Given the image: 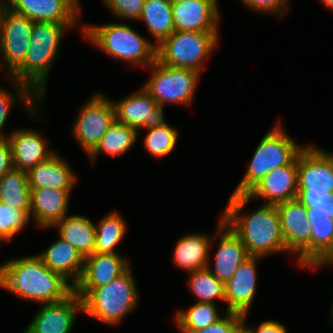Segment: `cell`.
I'll list each match as a JSON object with an SVG mask.
<instances>
[{
	"label": "cell",
	"mask_w": 333,
	"mask_h": 333,
	"mask_svg": "<svg viewBox=\"0 0 333 333\" xmlns=\"http://www.w3.org/2000/svg\"><path fill=\"white\" fill-rule=\"evenodd\" d=\"M250 199L247 194H231L222 212L224 222L239 236L249 256L287 253L276 205L263 203L255 211H245Z\"/></svg>",
	"instance_id": "obj_1"
},
{
	"label": "cell",
	"mask_w": 333,
	"mask_h": 333,
	"mask_svg": "<svg viewBox=\"0 0 333 333\" xmlns=\"http://www.w3.org/2000/svg\"><path fill=\"white\" fill-rule=\"evenodd\" d=\"M0 287L40 305L64 300L74 291V286L50 270L37 254L0 264Z\"/></svg>",
	"instance_id": "obj_2"
},
{
	"label": "cell",
	"mask_w": 333,
	"mask_h": 333,
	"mask_svg": "<svg viewBox=\"0 0 333 333\" xmlns=\"http://www.w3.org/2000/svg\"><path fill=\"white\" fill-rule=\"evenodd\" d=\"M75 26L78 24L34 22L25 59L8 79L26 84L44 101L46 82L58 57L60 42L70 27Z\"/></svg>",
	"instance_id": "obj_3"
},
{
	"label": "cell",
	"mask_w": 333,
	"mask_h": 333,
	"mask_svg": "<svg viewBox=\"0 0 333 333\" xmlns=\"http://www.w3.org/2000/svg\"><path fill=\"white\" fill-rule=\"evenodd\" d=\"M84 38L107 56L148 68L156 60V46L129 25L106 23L81 26Z\"/></svg>",
	"instance_id": "obj_4"
},
{
	"label": "cell",
	"mask_w": 333,
	"mask_h": 333,
	"mask_svg": "<svg viewBox=\"0 0 333 333\" xmlns=\"http://www.w3.org/2000/svg\"><path fill=\"white\" fill-rule=\"evenodd\" d=\"M131 266L111 283L95 289H74L83 314L107 325H118L138 305V287Z\"/></svg>",
	"instance_id": "obj_5"
},
{
	"label": "cell",
	"mask_w": 333,
	"mask_h": 333,
	"mask_svg": "<svg viewBox=\"0 0 333 333\" xmlns=\"http://www.w3.org/2000/svg\"><path fill=\"white\" fill-rule=\"evenodd\" d=\"M278 121L259 142L246 173L231 194H247L272 170L290 164L306 145H298Z\"/></svg>",
	"instance_id": "obj_6"
},
{
	"label": "cell",
	"mask_w": 333,
	"mask_h": 333,
	"mask_svg": "<svg viewBox=\"0 0 333 333\" xmlns=\"http://www.w3.org/2000/svg\"><path fill=\"white\" fill-rule=\"evenodd\" d=\"M219 32L174 31L156 47V60L174 68L202 72L219 43Z\"/></svg>",
	"instance_id": "obj_7"
},
{
	"label": "cell",
	"mask_w": 333,
	"mask_h": 333,
	"mask_svg": "<svg viewBox=\"0 0 333 333\" xmlns=\"http://www.w3.org/2000/svg\"><path fill=\"white\" fill-rule=\"evenodd\" d=\"M311 233V269L333 264V192H297Z\"/></svg>",
	"instance_id": "obj_8"
},
{
	"label": "cell",
	"mask_w": 333,
	"mask_h": 333,
	"mask_svg": "<svg viewBox=\"0 0 333 333\" xmlns=\"http://www.w3.org/2000/svg\"><path fill=\"white\" fill-rule=\"evenodd\" d=\"M148 68L151 75L142 86L164 107L167 104L190 105L200 81V73L192 69L174 68L155 60Z\"/></svg>",
	"instance_id": "obj_9"
},
{
	"label": "cell",
	"mask_w": 333,
	"mask_h": 333,
	"mask_svg": "<svg viewBox=\"0 0 333 333\" xmlns=\"http://www.w3.org/2000/svg\"><path fill=\"white\" fill-rule=\"evenodd\" d=\"M115 119L113 101L96 93L81 107L71 129L72 135L89 156Z\"/></svg>",
	"instance_id": "obj_10"
},
{
	"label": "cell",
	"mask_w": 333,
	"mask_h": 333,
	"mask_svg": "<svg viewBox=\"0 0 333 333\" xmlns=\"http://www.w3.org/2000/svg\"><path fill=\"white\" fill-rule=\"evenodd\" d=\"M287 254L298 257L301 268L311 269V233L306 207L297 199L276 205Z\"/></svg>",
	"instance_id": "obj_11"
},
{
	"label": "cell",
	"mask_w": 333,
	"mask_h": 333,
	"mask_svg": "<svg viewBox=\"0 0 333 333\" xmlns=\"http://www.w3.org/2000/svg\"><path fill=\"white\" fill-rule=\"evenodd\" d=\"M33 25L28 17L13 12L7 6L3 9L0 17V53L7 78L25 59Z\"/></svg>",
	"instance_id": "obj_12"
},
{
	"label": "cell",
	"mask_w": 333,
	"mask_h": 333,
	"mask_svg": "<svg viewBox=\"0 0 333 333\" xmlns=\"http://www.w3.org/2000/svg\"><path fill=\"white\" fill-rule=\"evenodd\" d=\"M298 192H333V152L307 144L298 154Z\"/></svg>",
	"instance_id": "obj_13"
},
{
	"label": "cell",
	"mask_w": 333,
	"mask_h": 333,
	"mask_svg": "<svg viewBox=\"0 0 333 333\" xmlns=\"http://www.w3.org/2000/svg\"><path fill=\"white\" fill-rule=\"evenodd\" d=\"M115 118L118 122L135 128L148 129L167 124L164 118L163 107L149 95L141 86L139 91L114 102Z\"/></svg>",
	"instance_id": "obj_14"
},
{
	"label": "cell",
	"mask_w": 333,
	"mask_h": 333,
	"mask_svg": "<svg viewBox=\"0 0 333 333\" xmlns=\"http://www.w3.org/2000/svg\"><path fill=\"white\" fill-rule=\"evenodd\" d=\"M24 333H71L77 315L83 313L82 300L73 291L61 301L42 304Z\"/></svg>",
	"instance_id": "obj_15"
},
{
	"label": "cell",
	"mask_w": 333,
	"mask_h": 333,
	"mask_svg": "<svg viewBox=\"0 0 333 333\" xmlns=\"http://www.w3.org/2000/svg\"><path fill=\"white\" fill-rule=\"evenodd\" d=\"M174 31L219 32L218 0H171Z\"/></svg>",
	"instance_id": "obj_16"
},
{
	"label": "cell",
	"mask_w": 333,
	"mask_h": 333,
	"mask_svg": "<svg viewBox=\"0 0 333 333\" xmlns=\"http://www.w3.org/2000/svg\"><path fill=\"white\" fill-rule=\"evenodd\" d=\"M6 5L33 22L79 24L82 18L74 0H6Z\"/></svg>",
	"instance_id": "obj_17"
},
{
	"label": "cell",
	"mask_w": 333,
	"mask_h": 333,
	"mask_svg": "<svg viewBox=\"0 0 333 333\" xmlns=\"http://www.w3.org/2000/svg\"><path fill=\"white\" fill-rule=\"evenodd\" d=\"M297 176L298 156L290 164L269 172L247 195L271 205L294 200L298 192Z\"/></svg>",
	"instance_id": "obj_18"
},
{
	"label": "cell",
	"mask_w": 333,
	"mask_h": 333,
	"mask_svg": "<svg viewBox=\"0 0 333 333\" xmlns=\"http://www.w3.org/2000/svg\"><path fill=\"white\" fill-rule=\"evenodd\" d=\"M261 259L249 256L225 283L226 312L249 313L257 291V262Z\"/></svg>",
	"instance_id": "obj_19"
},
{
	"label": "cell",
	"mask_w": 333,
	"mask_h": 333,
	"mask_svg": "<svg viewBox=\"0 0 333 333\" xmlns=\"http://www.w3.org/2000/svg\"><path fill=\"white\" fill-rule=\"evenodd\" d=\"M217 227L215 239H218V246L214 268L209 263L208 269L225 284L249 255L239 236L224 222L222 215Z\"/></svg>",
	"instance_id": "obj_20"
},
{
	"label": "cell",
	"mask_w": 333,
	"mask_h": 333,
	"mask_svg": "<svg viewBox=\"0 0 333 333\" xmlns=\"http://www.w3.org/2000/svg\"><path fill=\"white\" fill-rule=\"evenodd\" d=\"M13 169L28 172L39 163L48 160L56 151L48 145L39 131L16 129L8 135Z\"/></svg>",
	"instance_id": "obj_21"
},
{
	"label": "cell",
	"mask_w": 333,
	"mask_h": 333,
	"mask_svg": "<svg viewBox=\"0 0 333 333\" xmlns=\"http://www.w3.org/2000/svg\"><path fill=\"white\" fill-rule=\"evenodd\" d=\"M72 189L31 188L30 218L36 227L52 228L68 215Z\"/></svg>",
	"instance_id": "obj_22"
},
{
	"label": "cell",
	"mask_w": 333,
	"mask_h": 333,
	"mask_svg": "<svg viewBox=\"0 0 333 333\" xmlns=\"http://www.w3.org/2000/svg\"><path fill=\"white\" fill-rule=\"evenodd\" d=\"M130 264L120 253L91 254L84 259V268L74 289H95L111 283L122 275Z\"/></svg>",
	"instance_id": "obj_23"
},
{
	"label": "cell",
	"mask_w": 333,
	"mask_h": 333,
	"mask_svg": "<svg viewBox=\"0 0 333 333\" xmlns=\"http://www.w3.org/2000/svg\"><path fill=\"white\" fill-rule=\"evenodd\" d=\"M213 237L206 233H185L180 236L172 253L174 264L183 270L193 272L207 268L210 263V249Z\"/></svg>",
	"instance_id": "obj_24"
},
{
	"label": "cell",
	"mask_w": 333,
	"mask_h": 333,
	"mask_svg": "<svg viewBox=\"0 0 333 333\" xmlns=\"http://www.w3.org/2000/svg\"><path fill=\"white\" fill-rule=\"evenodd\" d=\"M27 176L30 188L73 189L78 180L69 163L57 152L31 168Z\"/></svg>",
	"instance_id": "obj_25"
},
{
	"label": "cell",
	"mask_w": 333,
	"mask_h": 333,
	"mask_svg": "<svg viewBox=\"0 0 333 333\" xmlns=\"http://www.w3.org/2000/svg\"><path fill=\"white\" fill-rule=\"evenodd\" d=\"M37 255L50 270L62 275L73 286L81 278L85 258L62 238L58 237L57 241Z\"/></svg>",
	"instance_id": "obj_26"
},
{
	"label": "cell",
	"mask_w": 333,
	"mask_h": 333,
	"mask_svg": "<svg viewBox=\"0 0 333 333\" xmlns=\"http://www.w3.org/2000/svg\"><path fill=\"white\" fill-rule=\"evenodd\" d=\"M59 237L71 244L84 258L93 254L96 224L84 215L65 216L56 223Z\"/></svg>",
	"instance_id": "obj_27"
},
{
	"label": "cell",
	"mask_w": 333,
	"mask_h": 333,
	"mask_svg": "<svg viewBox=\"0 0 333 333\" xmlns=\"http://www.w3.org/2000/svg\"><path fill=\"white\" fill-rule=\"evenodd\" d=\"M139 20L145 23L157 47L174 32L172 1L145 0Z\"/></svg>",
	"instance_id": "obj_28"
},
{
	"label": "cell",
	"mask_w": 333,
	"mask_h": 333,
	"mask_svg": "<svg viewBox=\"0 0 333 333\" xmlns=\"http://www.w3.org/2000/svg\"><path fill=\"white\" fill-rule=\"evenodd\" d=\"M0 202L23 211L30 218L31 188L27 172L12 169L0 178Z\"/></svg>",
	"instance_id": "obj_29"
},
{
	"label": "cell",
	"mask_w": 333,
	"mask_h": 333,
	"mask_svg": "<svg viewBox=\"0 0 333 333\" xmlns=\"http://www.w3.org/2000/svg\"><path fill=\"white\" fill-rule=\"evenodd\" d=\"M138 139V131L128 125L118 122L116 119L110 125L95 150L88 156L94 162L100 153L115 157L127 153Z\"/></svg>",
	"instance_id": "obj_30"
},
{
	"label": "cell",
	"mask_w": 333,
	"mask_h": 333,
	"mask_svg": "<svg viewBox=\"0 0 333 333\" xmlns=\"http://www.w3.org/2000/svg\"><path fill=\"white\" fill-rule=\"evenodd\" d=\"M127 224L121 213L111 211L99 219L96 225L95 247L93 254L119 253L117 246L124 239Z\"/></svg>",
	"instance_id": "obj_31"
},
{
	"label": "cell",
	"mask_w": 333,
	"mask_h": 333,
	"mask_svg": "<svg viewBox=\"0 0 333 333\" xmlns=\"http://www.w3.org/2000/svg\"><path fill=\"white\" fill-rule=\"evenodd\" d=\"M218 304L195 302L185 310H177L174 315L175 326L181 333H192L216 323L223 317Z\"/></svg>",
	"instance_id": "obj_32"
},
{
	"label": "cell",
	"mask_w": 333,
	"mask_h": 333,
	"mask_svg": "<svg viewBox=\"0 0 333 333\" xmlns=\"http://www.w3.org/2000/svg\"><path fill=\"white\" fill-rule=\"evenodd\" d=\"M12 82L16 91L13 94L0 86V137H8L9 135L4 133L3 127L6 124L10 110L15 102H20L19 104H22L23 107L25 106L24 108L30 112L29 115H31V117L33 115L34 118H37L36 116L38 115V110L36 111V109L40 108L42 105L44 106V101H42L26 84L15 80H12Z\"/></svg>",
	"instance_id": "obj_33"
},
{
	"label": "cell",
	"mask_w": 333,
	"mask_h": 333,
	"mask_svg": "<svg viewBox=\"0 0 333 333\" xmlns=\"http://www.w3.org/2000/svg\"><path fill=\"white\" fill-rule=\"evenodd\" d=\"M188 288L197 298L196 302L216 304V300L225 302V284L218 280L207 268L189 272Z\"/></svg>",
	"instance_id": "obj_34"
},
{
	"label": "cell",
	"mask_w": 333,
	"mask_h": 333,
	"mask_svg": "<svg viewBox=\"0 0 333 333\" xmlns=\"http://www.w3.org/2000/svg\"><path fill=\"white\" fill-rule=\"evenodd\" d=\"M143 139L146 152L154 158H162L170 154L176 147L178 141V129L169 124L152 127Z\"/></svg>",
	"instance_id": "obj_35"
},
{
	"label": "cell",
	"mask_w": 333,
	"mask_h": 333,
	"mask_svg": "<svg viewBox=\"0 0 333 333\" xmlns=\"http://www.w3.org/2000/svg\"><path fill=\"white\" fill-rule=\"evenodd\" d=\"M30 218L21 210L0 202V238L10 242L14 236L23 231Z\"/></svg>",
	"instance_id": "obj_36"
},
{
	"label": "cell",
	"mask_w": 333,
	"mask_h": 333,
	"mask_svg": "<svg viewBox=\"0 0 333 333\" xmlns=\"http://www.w3.org/2000/svg\"><path fill=\"white\" fill-rule=\"evenodd\" d=\"M109 12L118 19L139 20L145 0H102Z\"/></svg>",
	"instance_id": "obj_37"
},
{
	"label": "cell",
	"mask_w": 333,
	"mask_h": 333,
	"mask_svg": "<svg viewBox=\"0 0 333 333\" xmlns=\"http://www.w3.org/2000/svg\"><path fill=\"white\" fill-rule=\"evenodd\" d=\"M242 4L257 13L283 17L289 10L290 0H240ZM280 15V16H279Z\"/></svg>",
	"instance_id": "obj_38"
},
{
	"label": "cell",
	"mask_w": 333,
	"mask_h": 333,
	"mask_svg": "<svg viewBox=\"0 0 333 333\" xmlns=\"http://www.w3.org/2000/svg\"><path fill=\"white\" fill-rule=\"evenodd\" d=\"M243 316L236 312H226V315L216 323L192 333H237L239 326L243 322Z\"/></svg>",
	"instance_id": "obj_39"
},
{
	"label": "cell",
	"mask_w": 333,
	"mask_h": 333,
	"mask_svg": "<svg viewBox=\"0 0 333 333\" xmlns=\"http://www.w3.org/2000/svg\"><path fill=\"white\" fill-rule=\"evenodd\" d=\"M13 169L11 147L7 137H0V178Z\"/></svg>",
	"instance_id": "obj_40"
},
{
	"label": "cell",
	"mask_w": 333,
	"mask_h": 333,
	"mask_svg": "<svg viewBox=\"0 0 333 333\" xmlns=\"http://www.w3.org/2000/svg\"><path fill=\"white\" fill-rule=\"evenodd\" d=\"M248 314L243 316V323L253 332V333H287V328L281 324L279 321L276 320H267L261 322L257 328L248 326L247 323Z\"/></svg>",
	"instance_id": "obj_41"
},
{
	"label": "cell",
	"mask_w": 333,
	"mask_h": 333,
	"mask_svg": "<svg viewBox=\"0 0 333 333\" xmlns=\"http://www.w3.org/2000/svg\"><path fill=\"white\" fill-rule=\"evenodd\" d=\"M237 333H253L243 322L239 326Z\"/></svg>",
	"instance_id": "obj_42"
},
{
	"label": "cell",
	"mask_w": 333,
	"mask_h": 333,
	"mask_svg": "<svg viewBox=\"0 0 333 333\" xmlns=\"http://www.w3.org/2000/svg\"><path fill=\"white\" fill-rule=\"evenodd\" d=\"M321 3L330 10H333V0H321Z\"/></svg>",
	"instance_id": "obj_43"
},
{
	"label": "cell",
	"mask_w": 333,
	"mask_h": 333,
	"mask_svg": "<svg viewBox=\"0 0 333 333\" xmlns=\"http://www.w3.org/2000/svg\"><path fill=\"white\" fill-rule=\"evenodd\" d=\"M6 0H0V17L3 12V9L6 7Z\"/></svg>",
	"instance_id": "obj_44"
},
{
	"label": "cell",
	"mask_w": 333,
	"mask_h": 333,
	"mask_svg": "<svg viewBox=\"0 0 333 333\" xmlns=\"http://www.w3.org/2000/svg\"><path fill=\"white\" fill-rule=\"evenodd\" d=\"M331 317H330V320L332 321V325H333V304H332V308H331V313H330Z\"/></svg>",
	"instance_id": "obj_45"
}]
</instances>
